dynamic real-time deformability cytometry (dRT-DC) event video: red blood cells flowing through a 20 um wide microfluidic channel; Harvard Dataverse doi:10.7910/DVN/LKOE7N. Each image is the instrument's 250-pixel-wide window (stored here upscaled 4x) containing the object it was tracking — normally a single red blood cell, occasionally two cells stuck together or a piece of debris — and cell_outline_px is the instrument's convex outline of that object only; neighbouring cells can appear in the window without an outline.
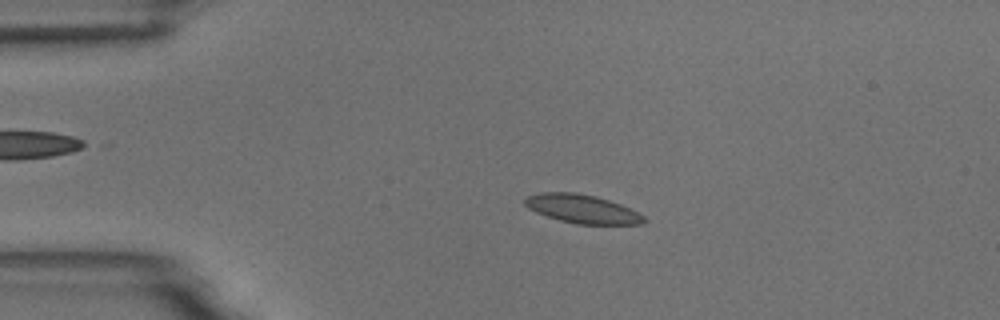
{"species": "common noctule bat (a hibernating species)", "species_latin": "Nyctalus noctula", "temperature_condition": "room temperature", "stored_images_in_passage": 4, "camera_frame_rate_fps": 3000, "um_per_image_px": 0.085, "animal": {"sex": "male", "body_mass_g": 18.8}, "frame": {"image": 1, "passage_image": 2, "time_ms": 2.333, "image_size_px": [1000, 320], "cell_outline_px": [[648, 220], [644, 224], [576, 224], [560, 220], [536, 212], [528, 208], [524, 204], [524, 200], [528, 196], [540, 192], [572, 192], [596, 196], [620, 204], [644, 216]], "centroid_in_image_um": [49.49, 17.76], "position_along_channel_um": 35.5, "area_um2": 19.71}}
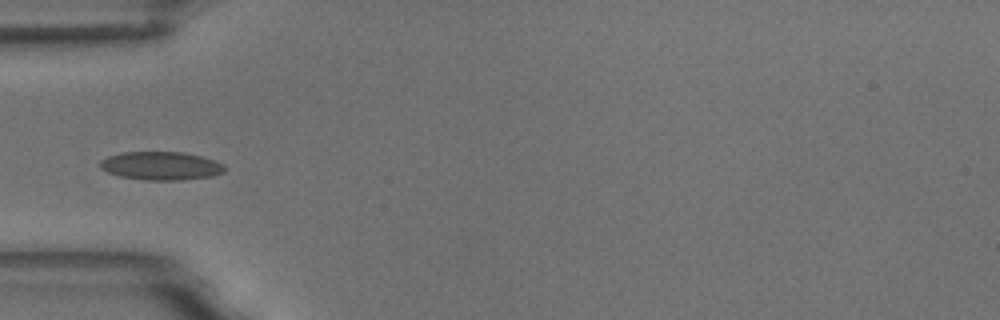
{"frame": {"image": 2, "passage_image": 4, "time_ms": 4.333, "image_size_px": [1000, 320], "cell_outline_px": [[228, 168], [224, 172], [212, 176], [180, 180], [144, 180], [120, 176], [108, 172], [100, 168], [100, 160], [108, 156], [124, 152], [180, 152], [200, 156], [224, 164]], "centroid_in_image_um": [13.69, 14.1], "position_along_channel_um": 71.3, "area_um2": 20.52}}